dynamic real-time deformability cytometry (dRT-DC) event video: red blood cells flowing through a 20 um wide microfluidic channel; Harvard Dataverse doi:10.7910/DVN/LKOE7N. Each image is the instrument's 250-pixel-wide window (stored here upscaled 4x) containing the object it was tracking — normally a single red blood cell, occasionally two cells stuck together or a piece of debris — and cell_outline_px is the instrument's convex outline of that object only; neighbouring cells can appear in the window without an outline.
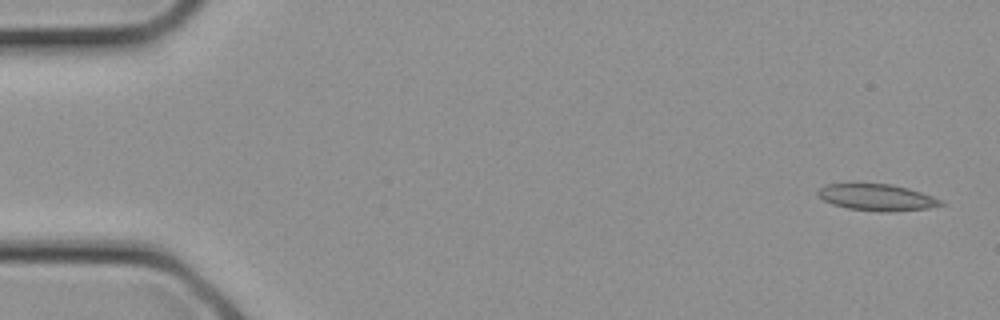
{"species": "common noctule bat (a hibernating species)", "species_latin": "Nyctalus noctula", "temperature_condition": "cold", "stored_images_in_passage": 13, "camera_frame_rate_fps": 3000, "um_per_image_px": 0.085, "animal": {"sex": "female", "body_mass_g": 21.9}, "frame": {"image": 1, "passage_image": 1, "time_ms": 0.0, "image_size_px": [1000, 320], "cell_outline_px": [[948, 204], [928, 208], [880, 212], [848, 208], [832, 204], [824, 200], [816, 192], [824, 184], [892, 184], [908, 188], [944, 200]], "centroid_in_image_um": [74.57, 16.78], "position_along_channel_um": 10.4, "area_um2": 18.9}}
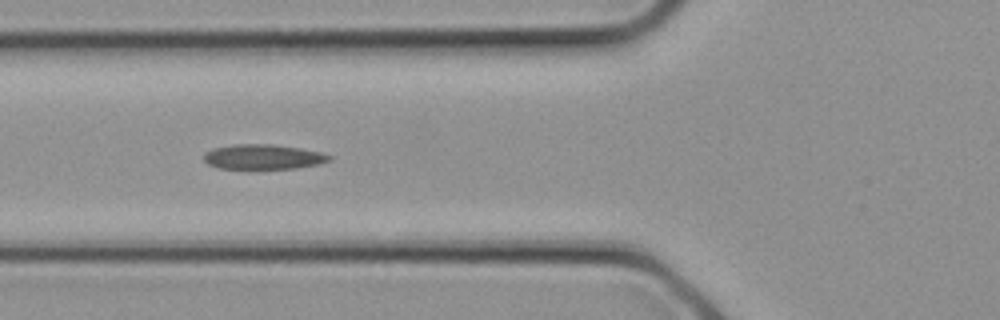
{"frame": {"image": 2, "passage_image": 10, "time_ms": 3.0, "image_size_px": [1000, 320], "cell_outline_px": [[332, 160], [316, 164], [296, 168], [220, 168], [208, 164], [204, 160], [204, 152], [212, 148], [232, 144], [272, 144], [300, 148], [320, 152], [332, 156]], "centroid_in_image_um": [22.34, 13.31], "position_along_channel_um": 103.5, "area_um2": 18.09}}
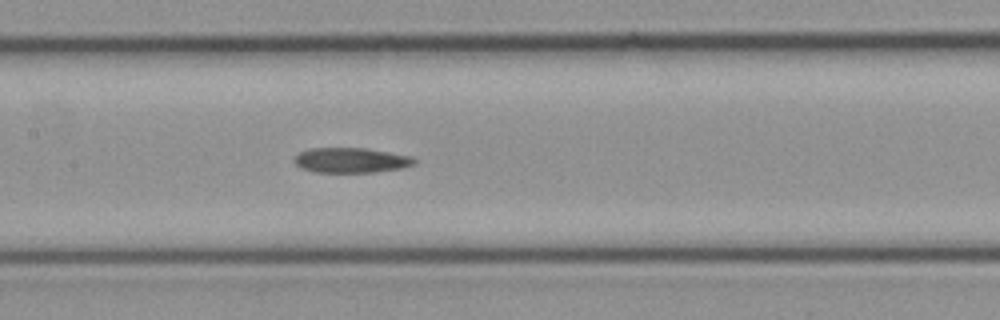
{"frame": {"image": 3, "passage_image": 13, "time_ms": 4.0, "image_size_px": [1000, 320], "cell_outline_px": [[416, 164], [400, 168], [372, 172], [312, 172], [300, 168], [292, 160], [300, 152], [308, 148], [364, 148], [412, 156], [416, 160]], "centroid_in_image_um": [29.8, 13.62], "position_along_channel_um": 177.6, "area_um2": 17.51}}